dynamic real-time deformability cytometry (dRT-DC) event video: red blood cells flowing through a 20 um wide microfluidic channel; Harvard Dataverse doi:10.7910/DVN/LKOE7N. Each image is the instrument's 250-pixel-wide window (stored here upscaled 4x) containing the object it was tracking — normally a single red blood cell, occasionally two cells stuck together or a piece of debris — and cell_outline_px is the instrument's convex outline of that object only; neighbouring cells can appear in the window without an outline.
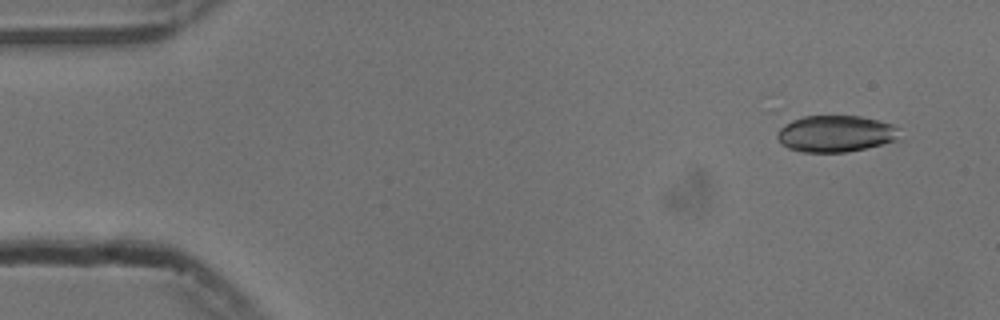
{"species": "common noctule bat (a hibernating species)", "species_latin": "Nyctalus noctula", "temperature_condition": "cold", "stored_images_in_passage": 54, "camera_frame_rate_fps": 3000, "um_per_image_px": 0.085, "animal": {"sex": "male", "body_mass_g": 13.3}, "frame": {"image": 1, "passage_image": 4, "time_ms": 1.0, "image_size_px": [1000, 320], "cell_outline_px": [[900, 140], [848, 152], [800, 152], [788, 148], [776, 136], [780, 128], [792, 120], [804, 116], [860, 116], [892, 124], [900, 128]], "centroid_in_image_um": [71.08, 11.37], "position_along_channel_um": 13.9, "area_um2": 26.13}}
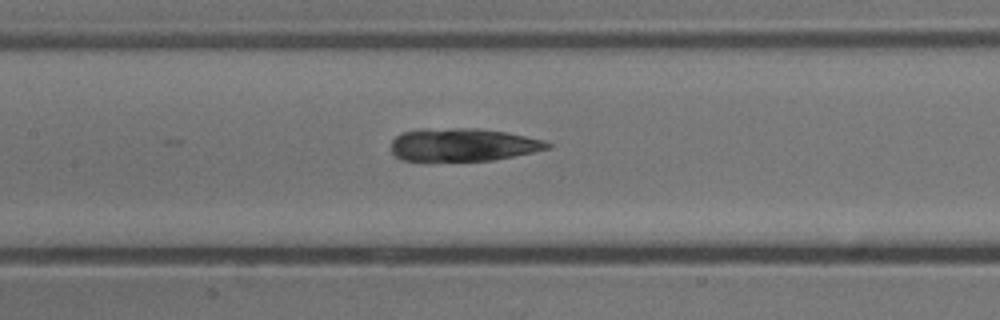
{"frame": {"image": 2, "passage_image": 25, "time_ms": 8.0, "image_size_px": [1000, 320], "cell_outline_px": [[552, 148], [496, 160], [424, 164], [400, 160], [392, 152], [392, 140], [400, 132], [420, 128], [480, 128], [504, 132], [544, 140], [552, 144]], "centroid_in_image_um": [39.26, 12.35], "position_along_channel_um": 168.1, "area_um2": 31.5}}
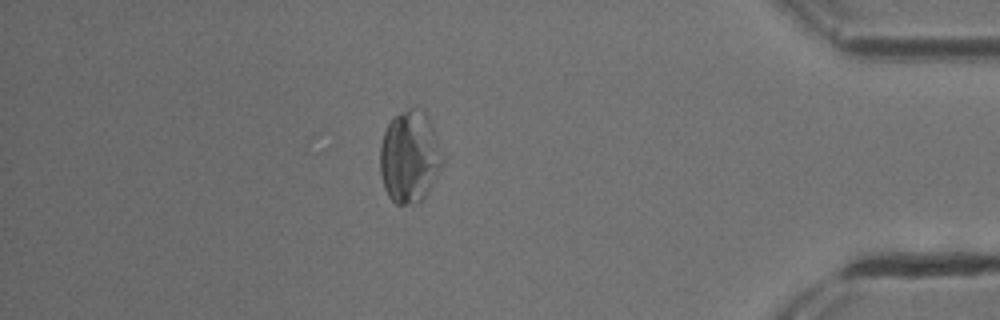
{"frame": {"image": 3, "passage_image": 47, "time_ms": 15.333, "image_size_px": [1000, 320], "cell_outline_px": [[444, 160], [440, 168], [424, 196], [416, 204], [396, 204], [388, 196], [384, 188], [380, 172], [380, 144], [384, 132], [392, 116], [416, 104], [428, 116], [432, 124]], "centroid_in_image_um": [34.79, 13.28], "position_along_channel_um": 400.4, "area_um2": 33.58}}